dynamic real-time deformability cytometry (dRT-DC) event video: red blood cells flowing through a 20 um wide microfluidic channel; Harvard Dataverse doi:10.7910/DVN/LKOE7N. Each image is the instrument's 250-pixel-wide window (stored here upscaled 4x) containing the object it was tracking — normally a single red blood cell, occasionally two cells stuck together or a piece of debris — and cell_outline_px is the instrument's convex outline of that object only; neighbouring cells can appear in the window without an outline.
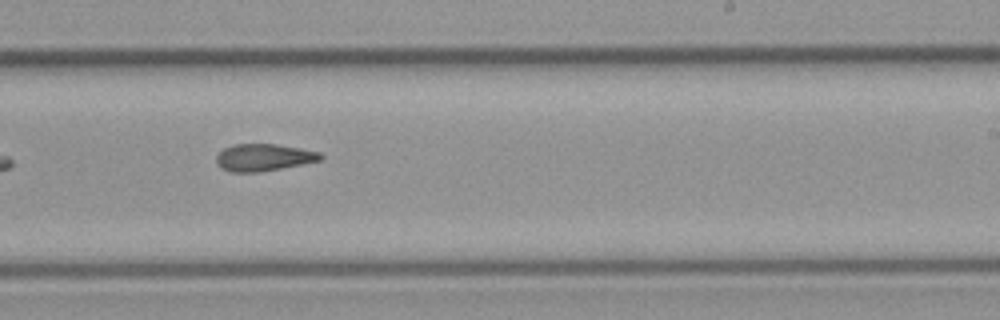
{"species": "common noctule bat (a hibernating species)", "species_latin": "Nyctalus noctula", "temperature_condition": "cold", "stored_images_in_passage": 13, "camera_frame_rate_fps": 3000, "um_per_image_px": 0.085, "animal": {"sex": "male", "body_mass_g": 23.1, "forearm_length_mm": 52.7}, "frame": {"image": 1, "passage_image": 8, "time_ms": 9.0, "image_size_px": [1000, 320], "cell_outline_px": [[324, 156], [320, 160], [260, 172], [228, 172], [220, 168], [216, 164], [216, 156], [224, 148], [236, 144], [276, 144], [300, 148], [320, 152]], "centroid_in_image_um": [22.37, 13.38], "position_along_channel_um": 266.6, "area_um2": 16.42}}
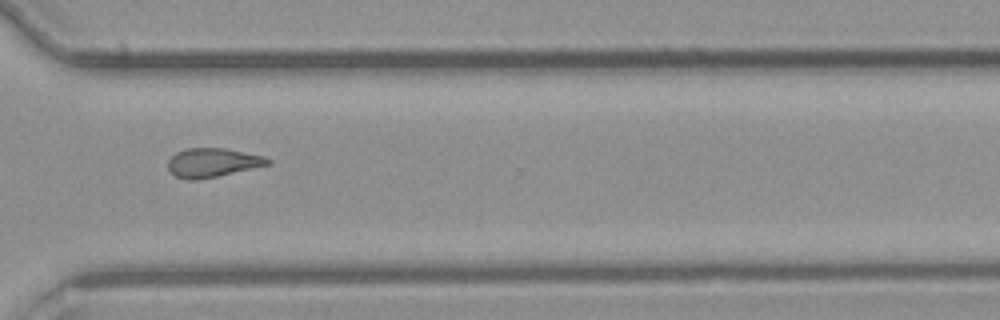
{"frame": {"image": 2, "passage_image": 10, "time_ms": 11.333, "image_size_px": [1000, 320], "cell_outline_px": [[272, 164], [216, 176], [196, 180], [188, 180], [176, 176], [168, 168], [168, 160], [176, 152], [188, 148], [224, 148], [264, 156], [272, 160]], "centroid_in_image_um": [18.08, 13.81], "position_along_channel_um": 352.5, "area_um2": 16.7}}